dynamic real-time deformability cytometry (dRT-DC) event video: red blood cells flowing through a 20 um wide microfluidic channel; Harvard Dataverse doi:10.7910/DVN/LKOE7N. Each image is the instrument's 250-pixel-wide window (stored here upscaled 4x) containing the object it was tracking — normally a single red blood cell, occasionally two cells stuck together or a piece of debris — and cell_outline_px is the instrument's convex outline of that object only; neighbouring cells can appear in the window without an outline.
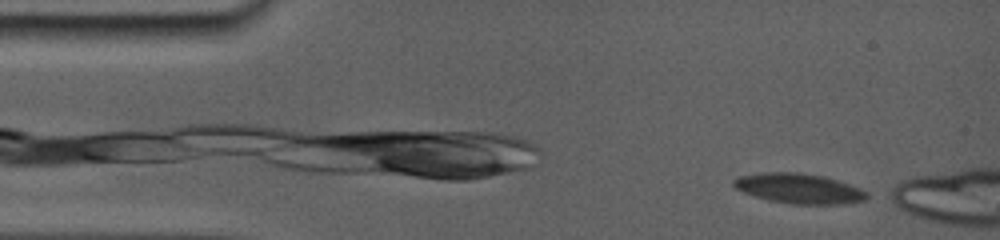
{"species": "common noctule bat (a hibernating species)", "species_latin": "Nyctalus noctula", "temperature_condition": "room temperature", "stored_images_in_passage": 22, "camera_frame_rate_fps": 5000, "um_per_image_px": 0.085, "animal": {"sex": "female", "body_mass_g": 19.0, "forearm_length_mm": 56.7}, "frame": {"image": 1, "passage_image": 1, "time_ms": 0.0, "image_size_px": [1000, 240], "cell_outline_px": [[872, 196], [868, 200], [848, 204], [788, 204], [768, 200], [752, 196], [736, 188], [732, 184], [732, 180], [740, 176], [768, 172], [792, 172], [820, 176], [836, 180], [856, 188]], "centroid_in_image_um": [67.89, 16.05], "position_along_channel_um": 17.1, "area_um2": 23.12}}
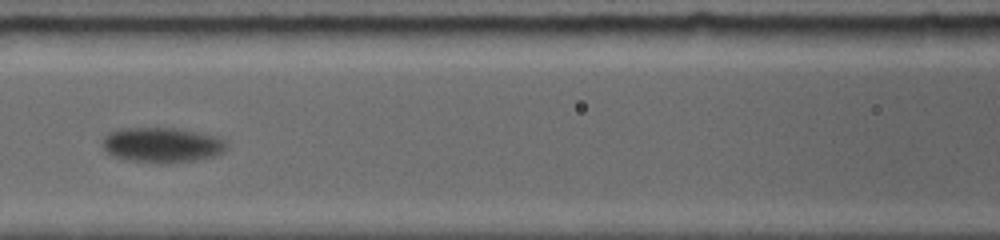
{"frame": {"image": 2, "passage_image": 9, "time_ms": 6.2, "image_size_px": [1000, 240], "cell_outline_px": [[224, 148], [220, 152], [212, 156], [192, 160], [164, 164], [128, 160], [116, 156], [108, 152], [104, 148], [104, 140], [108, 136], [116, 132], [140, 128], [160, 128], [208, 136], [224, 144]], "centroid_in_image_um": [13.68, 12.38], "position_along_channel_um": 152.9, "area_um2": 23.18}}
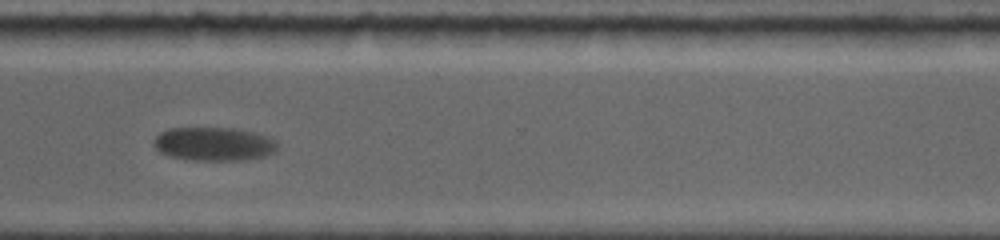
{"frame": {"image": 3, "passage_image": 16, "time_ms": 11.8, "image_size_px": [1000, 240], "cell_outline_px": [[280, 144], [272, 152], [264, 156], [236, 160], [192, 160], [168, 156], [160, 152], [152, 144], [152, 140], [160, 132], [168, 128], [236, 128], [256, 132], [272, 136]], "centroid_in_image_um": [18.18, 12.22], "position_along_channel_um": 352.4, "area_um2": 24.51}, "authors_computed_cell_mechanics": {"area_um2": 24.0159, "velocity_mm_per_s": 3.5592, "shape_relaxation_time_tau1_ms": 1.4394, "shape_relaxation_time_tau2_ms": null, "deformation_change_tau1": 0.0774, "deformation_change_tau2": null}}